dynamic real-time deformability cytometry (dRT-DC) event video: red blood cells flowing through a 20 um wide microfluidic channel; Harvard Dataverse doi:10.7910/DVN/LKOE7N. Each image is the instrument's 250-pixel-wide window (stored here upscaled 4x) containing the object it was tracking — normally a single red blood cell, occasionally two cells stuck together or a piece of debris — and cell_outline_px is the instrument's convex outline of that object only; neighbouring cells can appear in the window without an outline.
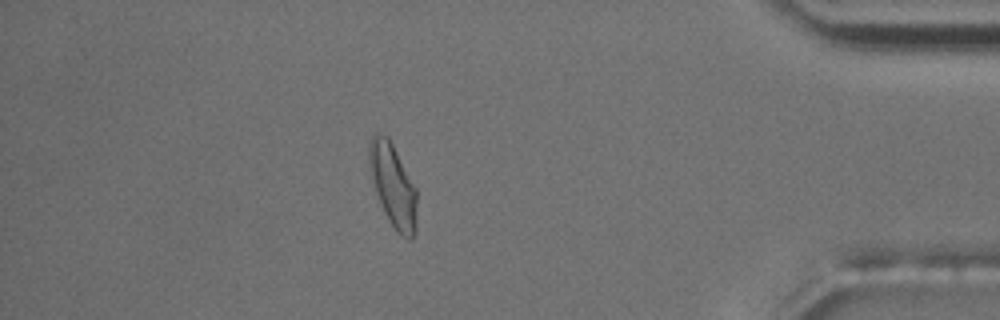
{"species": "common noctule bat (a hibernating species)", "species_latin": "Nyctalus noctula", "temperature_condition": "room temperature", "stored_images_in_passage": 57, "camera_frame_rate_fps": 3000, "um_per_image_px": 0.085, "animal": {"sex": "male", "body_mass_g": 17.5, "forearm_length_mm": 52.3}, "frame": {"image": 1, "passage_image": 49, "time_ms": 16.0, "image_size_px": [1000, 320], "cell_outline_px": [[416, 232], [412, 240], [408, 240], [400, 236], [396, 232], [388, 220], [384, 212], [376, 192], [368, 160], [368, 144], [372, 136], [376, 132], [380, 132], [388, 136], [416, 188]], "centroid_in_image_um": [33.41, 15.78], "position_along_channel_um": 401.8, "area_um2": 23.18}, "authors_computed_cell_mechanics": {"area_um2": 20.3456, "velocity_mm_per_s": 3.6829, "shape_relaxation_time_tau1_ms": null, "shape_relaxation_time_tau2_ms": 2.2233, "deformation_change_tau1": null, "deformation_change_tau2": 0.0958}}